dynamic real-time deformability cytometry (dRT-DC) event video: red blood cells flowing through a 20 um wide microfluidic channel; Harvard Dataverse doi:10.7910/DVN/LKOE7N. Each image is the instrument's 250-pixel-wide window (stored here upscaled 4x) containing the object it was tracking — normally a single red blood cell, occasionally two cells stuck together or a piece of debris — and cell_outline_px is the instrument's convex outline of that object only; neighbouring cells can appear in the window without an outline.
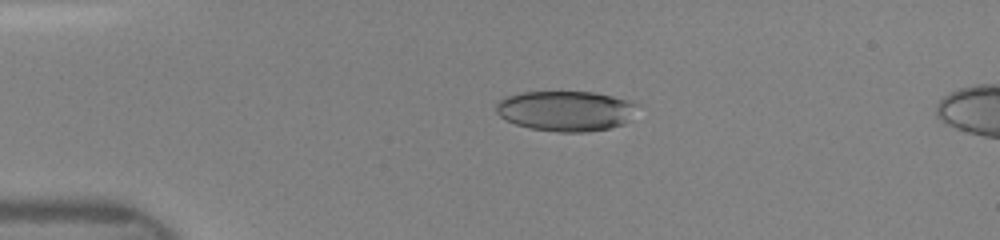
{"species": "human", "species_latin": "Homo sapiens", "temperature_condition": "room temperature", "stored_images_in_passage": 19, "camera_frame_rate_fps": 3000, "um_per_image_px": 0.085, "donor": {"sex": "female"}, "frame": {"image": 1, "passage_image": 10, "time_ms": 3.333, "image_size_px": [1000, 240], "cell_outline_px": [[636, 104], [624, 124], [608, 128], [588, 132], [556, 132], [528, 128], [504, 120], [496, 112], [496, 104], [500, 100], [508, 96], [524, 92], [592, 92], [612, 96]], "centroid_in_image_um": [48.0, 9.44], "position_along_channel_um": 37.0, "area_um2": 32.66}}